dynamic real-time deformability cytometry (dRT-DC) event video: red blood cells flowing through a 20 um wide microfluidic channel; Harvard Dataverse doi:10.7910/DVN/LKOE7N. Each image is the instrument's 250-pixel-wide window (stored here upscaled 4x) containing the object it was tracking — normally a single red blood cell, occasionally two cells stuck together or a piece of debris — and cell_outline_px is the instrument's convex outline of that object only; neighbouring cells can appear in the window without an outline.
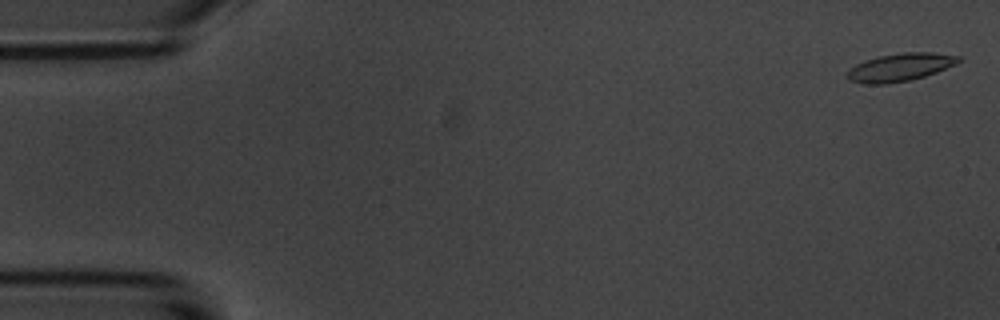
{"species": "common noctule bat (a hibernating species)", "species_latin": "Nyctalus noctula", "temperature_condition": "room temperature", "stored_images_in_passage": 13, "camera_frame_rate_fps": 3000, "um_per_image_px": 0.085, "animal": {"sex": "male", "body_mass_g": 20.1, "forearm_length_mm": 53.5}, "frame": {"image": 1, "passage_image": 2, "time_ms": 0.333, "image_size_px": [1000, 320], "cell_outline_px": [[960, 60], [956, 64], [936, 72], [924, 76], [908, 80], [884, 84], [864, 84], [848, 80], [848, 72], [856, 64], [864, 60], [876, 56], [904, 52], [932, 52], [960, 56]], "centroid_in_image_um": [76.5, 5.7], "position_along_channel_um": 8.5, "area_um2": 17.98}}